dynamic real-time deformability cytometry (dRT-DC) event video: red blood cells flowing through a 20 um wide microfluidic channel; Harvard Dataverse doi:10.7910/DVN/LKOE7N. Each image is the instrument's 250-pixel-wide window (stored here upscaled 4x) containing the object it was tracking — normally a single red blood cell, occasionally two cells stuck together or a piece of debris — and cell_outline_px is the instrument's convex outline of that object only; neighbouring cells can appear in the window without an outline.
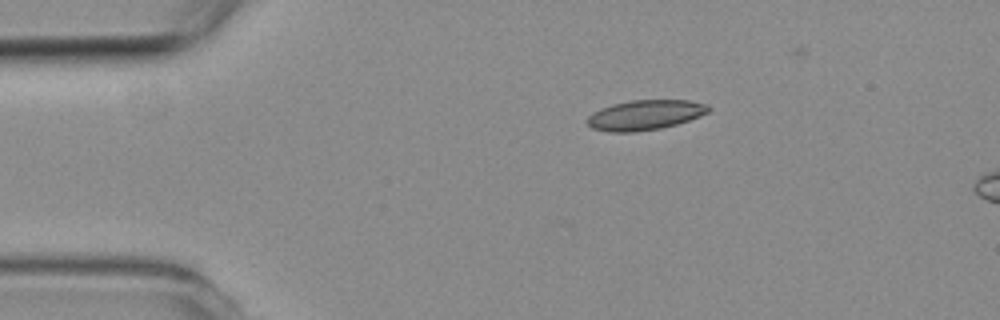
{"species": "common noctule bat (a hibernating species)", "species_latin": "Nyctalus noctula", "temperature_condition": "room temperature", "stored_images_in_passage": 5, "segment_of_instrument_passage": [1, 2], "camera_frame_rate_fps": 3000, "um_per_image_px": 0.085, "animal": {"sex": "female", "body_mass_g": 19.3, "forearm_length_mm": 54.1}, "frame": {"image": 1, "passage_image": 1, "time_ms": 0.0, "image_size_px": [1000, 320], "cell_outline_px": [[712, 108], [708, 112], [700, 116], [676, 124], [660, 128], [636, 132], [608, 132], [592, 128], [588, 124], [588, 116], [592, 112], [600, 108], [612, 104], [628, 100], [688, 100], [708, 104]], "centroid_in_image_um": [54.83, 9.76], "position_along_channel_um": 30.2, "area_um2": 21.27}}
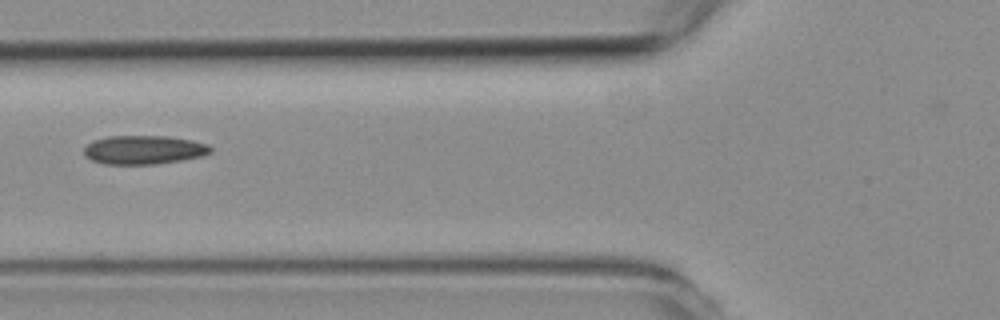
{"frame": {"image": 2, "passage_image": 4, "time_ms": 3.333, "image_size_px": [1000, 320], "cell_outline_px": [[212, 152], [204, 156], [156, 164], [104, 164], [92, 160], [84, 156], [84, 148], [92, 140], [108, 136], [164, 136], [192, 140], [208, 144], [212, 148]], "centroid_in_image_um": [12.22, 12.73], "position_along_channel_um": 113.6, "area_um2": 21.33}}